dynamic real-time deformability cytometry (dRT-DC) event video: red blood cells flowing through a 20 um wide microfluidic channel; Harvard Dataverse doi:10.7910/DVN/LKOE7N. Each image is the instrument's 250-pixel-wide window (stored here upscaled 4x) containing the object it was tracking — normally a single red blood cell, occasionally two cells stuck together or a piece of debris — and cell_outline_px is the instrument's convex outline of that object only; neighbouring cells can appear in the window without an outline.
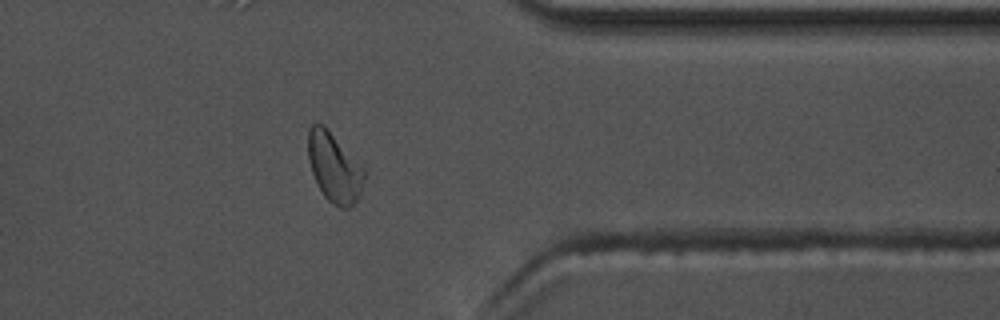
{"species": "common noctule bat (a hibernating species)", "species_latin": "Nyctalus noctula", "temperature_condition": "warm", "stored_images_in_passage": 39, "camera_frame_rate_fps": 3000, "um_per_image_px": 0.085, "animal": {"sex": "male", "body_mass_g": 17.5, "forearm_length_mm": 52.3}, "frame": {"image": 1, "passage_image": 28, "time_ms": 9.0, "image_size_px": [1000, 320], "cell_outline_px": [[368, 172], [360, 192], [356, 200], [348, 208], [340, 208], [332, 204], [324, 196], [316, 184], [308, 160], [308, 128], [312, 124], [324, 124]], "centroid_in_image_um": [28.41, 14.23], "position_along_channel_um": 383.0, "area_um2": 22.95}, "authors_computed_cell_mechanics": {"area_um2": 21.097, "velocity_mm_per_s": 3.6158, "shape_relaxation_time_tau1_ms": 3.0713, "shape_relaxation_time_tau2_ms": 1.2624, "deformation_change_tau1": 0.1065, "deformation_change_tau2": 0.0613}}